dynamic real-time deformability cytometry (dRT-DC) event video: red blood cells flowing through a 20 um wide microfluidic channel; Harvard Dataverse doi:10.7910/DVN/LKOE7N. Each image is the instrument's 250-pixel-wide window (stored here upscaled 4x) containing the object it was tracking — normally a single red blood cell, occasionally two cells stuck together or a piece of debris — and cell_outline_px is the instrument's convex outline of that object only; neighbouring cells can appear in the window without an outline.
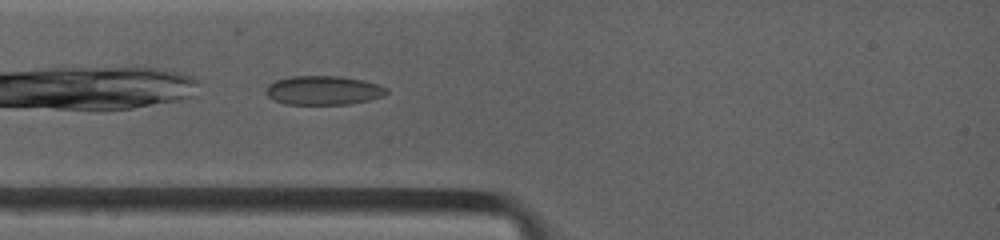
{"species": "common noctule bat (a hibernating species)", "species_latin": "Nyctalus noctula", "temperature_condition": "warm", "stored_images_in_passage": 37, "camera_frame_rate_fps": 4500, "um_per_image_px": 0.085, "animal": {"sex": "female", "body_mass_g": 19.0, "forearm_length_mm": 53.3}, "frame": {"image": 1, "passage_image": 1, "time_ms": 0.0, "image_size_px": [1000, 240], "cell_outline_px": [[388, 92], [384, 96], [368, 100], [348, 104], [284, 104], [268, 96], [264, 92], [268, 84], [276, 80], [292, 76], [340, 76], [364, 80], [380, 84], [388, 88]], "centroid_in_image_um": [27.51, 7.67], "position_along_channel_um": 57.5, "area_um2": 20.52}}
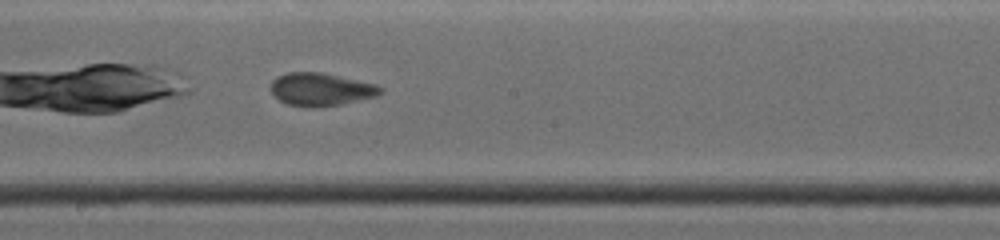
{"frame": {"image": 2, "passage_image": 21, "time_ms": 4.222, "image_size_px": [1000, 240], "cell_outline_px": [[380, 92], [376, 96], [340, 104], [312, 108], [288, 104], [272, 96], [268, 88], [272, 80], [288, 72], [320, 72], [376, 84], [380, 88]], "centroid_in_image_um": [27.18, 7.6], "position_along_channel_um": 221.0, "area_um2": 20.87}}
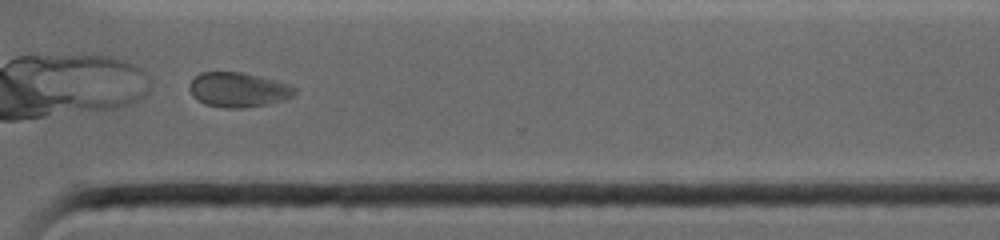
{"frame": {"image": 3, "passage_image": 36, "time_ms": 7.556, "image_size_px": [1000, 240], "cell_outline_px": [[296, 96], [284, 100], [268, 104], [244, 108], [224, 108], [204, 104], [196, 100], [192, 96], [188, 88], [188, 84], [200, 72], [240, 72], [260, 76], [288, 84], [296, 88]], "centroid_in_image_um": [20.24, 7.64], "position_along_channel_um": 350.4, "area_um2": 21.56}}